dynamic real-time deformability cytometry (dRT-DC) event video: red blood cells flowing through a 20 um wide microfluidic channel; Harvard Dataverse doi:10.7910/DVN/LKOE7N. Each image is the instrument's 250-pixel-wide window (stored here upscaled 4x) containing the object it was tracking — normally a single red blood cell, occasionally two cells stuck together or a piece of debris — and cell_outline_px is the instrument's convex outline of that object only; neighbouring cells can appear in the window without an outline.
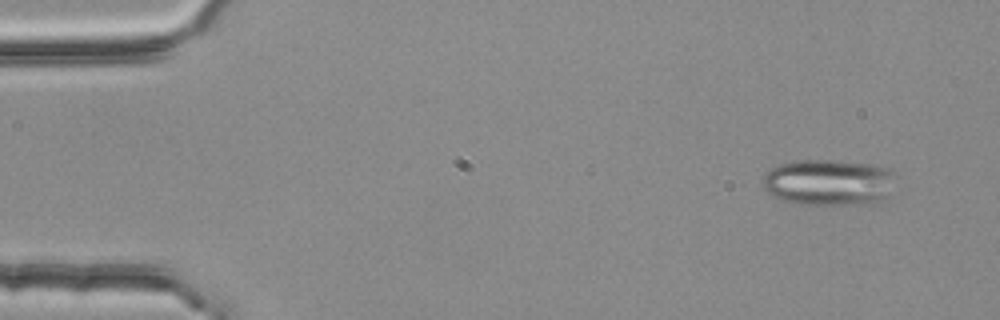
{"species": "common noctule bat (a hibernating species)", "species_latin": "Nyctalus noctula", "temperature_condition": "room temperature", "stored_images_in_passage": 4, "camera_frame_rate_fps": 3000, "um_per_image_px": 0.085, "animal": {"sex": "female", "body_mass_g": 25.1}, "frame": {"image": 1, "passage_image": 1, "time_ms": 0.0, "image_size_px": [1000, 320], "cell_outline_px": [[896, 172], [888, 200], [880, 204], [796, 204], [784, 200], [768, 192], [764, 188], [764, 176], [772, 168], [780, 164], [796, 160], [828, 160], [872, 164], [892, 168]], "centroid_in_image_um": [70.56, 15.51], "position_along_channel_um": 14.4, "area_um2": 36.24}}